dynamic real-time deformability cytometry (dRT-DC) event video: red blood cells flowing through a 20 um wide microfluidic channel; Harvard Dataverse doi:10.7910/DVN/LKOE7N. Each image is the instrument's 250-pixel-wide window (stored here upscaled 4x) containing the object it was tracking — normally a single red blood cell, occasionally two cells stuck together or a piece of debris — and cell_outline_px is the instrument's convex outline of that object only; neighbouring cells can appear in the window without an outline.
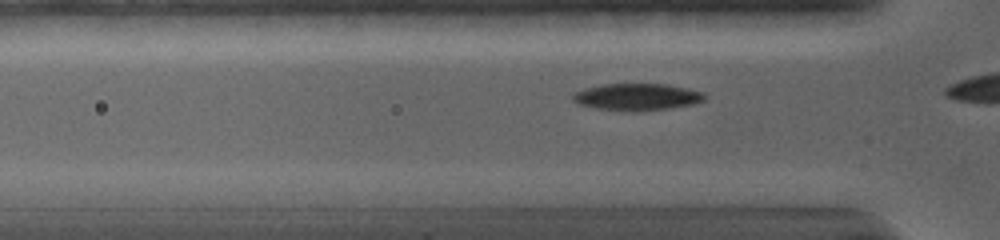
{"species": "common noctule bat (a hibernating species)", "species_latin": "Nyctalus noctula", "temperature_condition": "warm", "stored_images_in_passage": 6, "camera_frame_rate_fps": 5000, "um_per_image_px": 0.085, "animal": {"sex": "female", "body_mass_g": 19.0, "forearm_length_mm": 56.7}, "frame": {"image": 1, "passage_image": 4, "time_ms": 1.2, "image_size_px": [1000, 240], "cell_outline_px": [[704, 100], [692, 104], [668, 108], [632, 112], [596, 108], [580, 104], [572, 100], [572, 96], [576, 92], [588, 88], [604, 84], [664, 84], [684, 88], [700, 92], [704, 96]], "centroid_in_image_um": [54.11, 8.25], "position_along_channel_um": 71.7, "area_um2": 20.17}}